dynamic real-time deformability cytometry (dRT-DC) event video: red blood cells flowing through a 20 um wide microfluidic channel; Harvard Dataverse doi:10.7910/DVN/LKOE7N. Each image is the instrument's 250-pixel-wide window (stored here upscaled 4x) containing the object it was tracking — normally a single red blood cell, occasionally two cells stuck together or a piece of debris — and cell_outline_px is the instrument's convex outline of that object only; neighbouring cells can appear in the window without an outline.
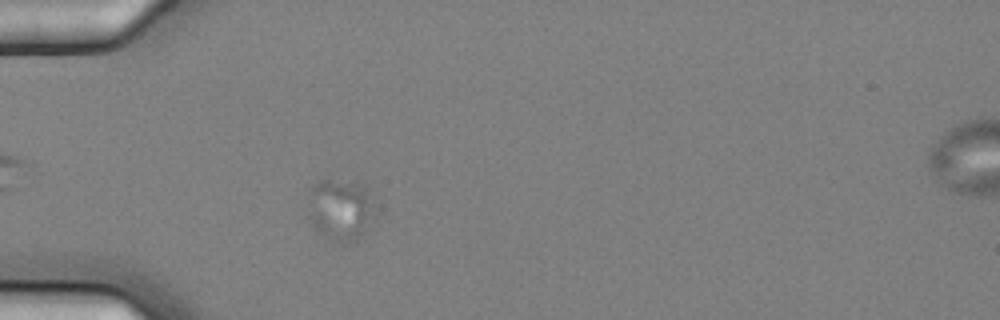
{"species": "common noctule bat (a hibernating species)", "species_latin": "Nyctalus noctula", "temperature_condition": "cold", "stored_images_in_passage": 3, "camera_frame_rate_fps": 3000, "um_per_image_px": 0.085, "animal": {"sex": "female", "body_mass_g": 25.1}, "frame": {"image": 1, "passage_image": 1, "time_ms": 0.0, "image_size_px": [1000, 320], "cell_outline_px": [[372, 208], [364, 232], [352, 244], [336, 244], [312, 228], [308, 216], [308, 188], [312, 184], [320, 180], [356, 180], [368, 184], [372, 192]], "centroid_in_image_um": [28.88, 17.78], "position_along_channel_um": 56.1, "area_um2": 24.97}}